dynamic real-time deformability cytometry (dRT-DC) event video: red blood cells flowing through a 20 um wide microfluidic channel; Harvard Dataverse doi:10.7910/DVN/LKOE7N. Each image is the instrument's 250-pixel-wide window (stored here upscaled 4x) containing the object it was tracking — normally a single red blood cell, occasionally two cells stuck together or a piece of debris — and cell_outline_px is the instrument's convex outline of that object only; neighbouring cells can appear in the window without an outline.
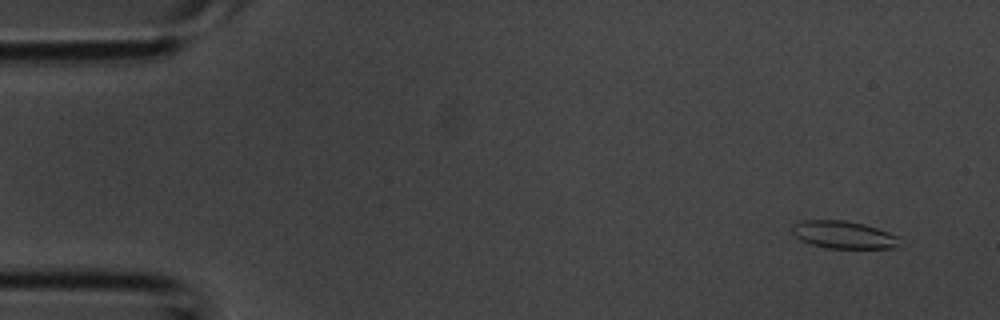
{"species": "common noctule bat (a hibernating species)", "species_latin": "Nyctalus noctula", "temperature_condition": "room temperature", "stored_images_in_passage": 4, "camera_frame_rate_fps": 3000, "um_per_image_px": 0.085, "animal": {"sex": "male", "body_mass_g": 20.1, "forearm_length_mm": 53.5}, "frame": {"image": 1, "passage_image": 1, "time_ms": 0.0, "image_size_px": [1000, 320], "cell_outline_px": [[900, 236], [896, 248], [828, 248], [812, 244], [800, 240], [792, 232], [792, 224], [804, 220], [844, 220], [864, 224]], "centroid_in_image_um": [71.69, 19.95], "position_along_channel_um": 13.3, "area_um2": 17.17}}